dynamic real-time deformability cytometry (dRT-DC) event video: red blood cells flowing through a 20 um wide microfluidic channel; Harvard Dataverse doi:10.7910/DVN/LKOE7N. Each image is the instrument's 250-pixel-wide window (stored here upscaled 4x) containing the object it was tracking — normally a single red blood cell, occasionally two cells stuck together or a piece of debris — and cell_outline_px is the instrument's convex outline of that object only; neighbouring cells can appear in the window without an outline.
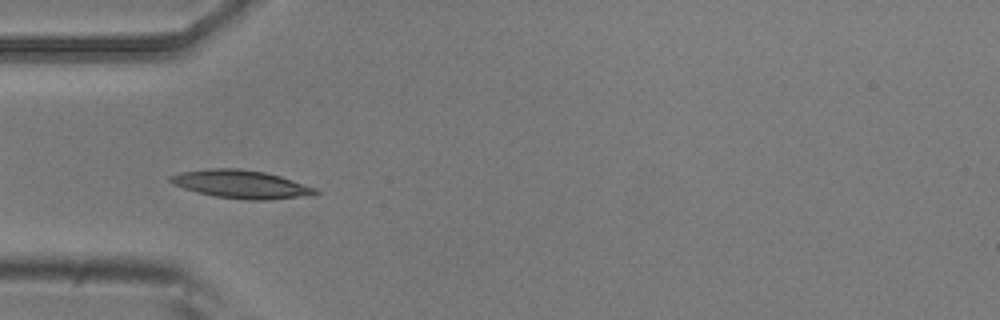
{"species": "common noctule bat (a hibernating species)", "species_latin": "Nyctalus noctula", "temperature_condition": "room temperature", "stored_images_in_passage": 6, "camera_frame_rate_fps": 3000, "um_per_image_px": 0.085, "animal": {"sex": "male", "body_mass_g": 20.5, "forearm_length_mm": 52.5}, "frame": {"image": 1, "passage_image": 3, "time_ms": 0.667, "image_size_px": [1000, 320], "cell_outline_px": [[320, 192], [316, 196], [268, 200], [248, 200], [216, 196], [196, 192], [172, 184], [168, 180], [168, 176], [180, 172], [208, 168], [240, 168], [264, 172], [280, 176], [316, 188]], "centroid_in_image_um": [20.52, 15.66], "position_along_channel_um": 64.5, "area_um2": 24.1}}
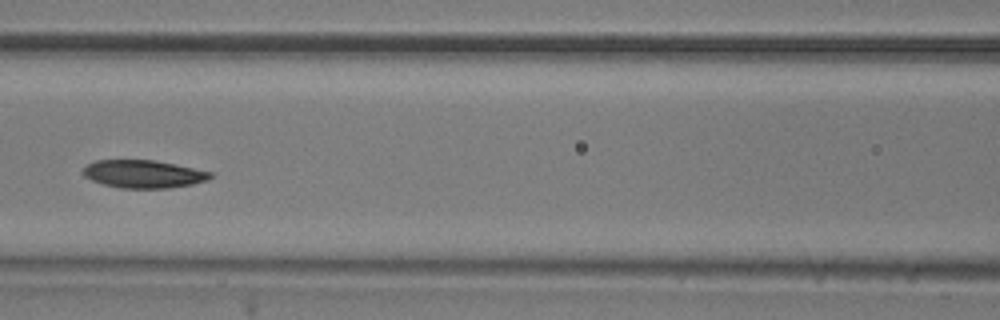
{"frame": {"image": 2, "passage_image": 5, "time_ms": 1.333, "image_size_px": [1000, 320], "cell_outline_px": [[212, 176], [208, 180], [192, 184], [168, 188], [120, 188], [104, 184], [92, 180], [84, 176], [80, 172], [88, 164], [96, 160], [152, 160], [176, 164], [212, 172]], "centroid_in_image_um": [12.18, 14.79], "position_along_channel_um": 154.4, "area_um2": 20.63}}
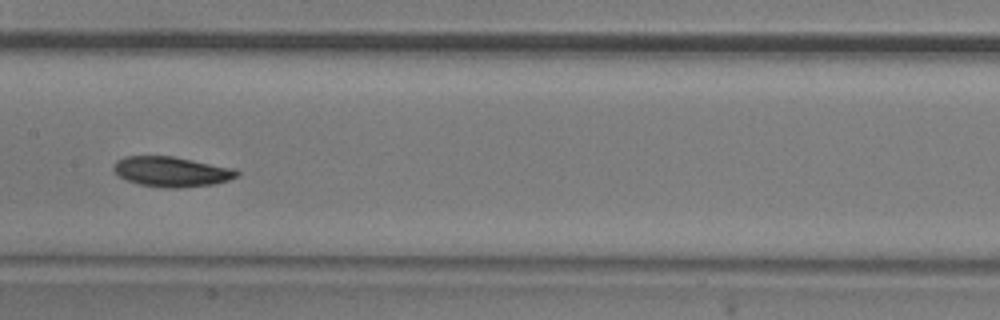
{"frame": {"image": 3, "passage_image": 6, "time_ms": 1.667, "image_size_px": [1000, 320], "cell_outline_px": [[240, 176], [216, 184], [180, 188], [164, 188], [140, 184], [128, 180], [120, 176], [112, 168], [116, 160], [124, 156], [172, 156], [236, 168], [240, 172]], "centroid_in_image_um": [14.64, 14.59], "position_along_channel_um": 192.8, "area_um2": 21.79}}